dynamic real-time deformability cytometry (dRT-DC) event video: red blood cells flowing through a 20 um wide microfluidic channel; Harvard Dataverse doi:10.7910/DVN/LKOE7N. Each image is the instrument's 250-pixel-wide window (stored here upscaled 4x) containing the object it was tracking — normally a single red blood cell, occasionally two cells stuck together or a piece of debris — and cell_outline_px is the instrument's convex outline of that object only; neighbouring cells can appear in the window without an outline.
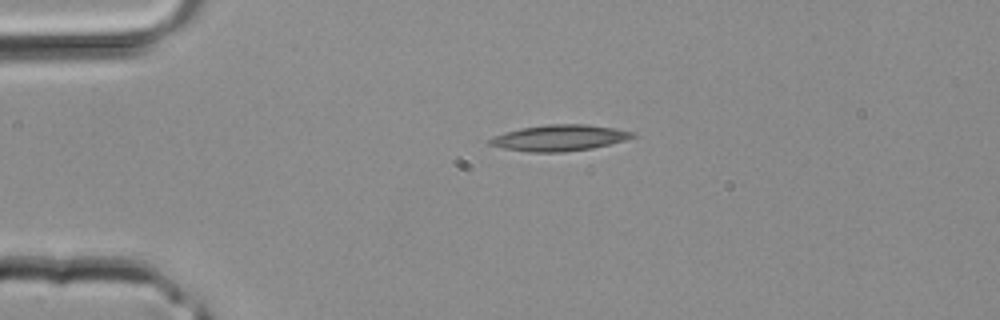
{"species": "common noctule bat (a hibernating species)", "species_latin": "Nyctalus noctula", "temperature_condition": "room temperature", "stored_images_in_passage": 2, "camera_frame_rate_fps": 3000, "um_per_image_px": 0.085, "animal": {"sex": "male", "body_mass_g": 20.4}, "frame": {"image": 1, "passage_image": 1, "time_ms": 0.0, "image_size_px": [1000, 320], "cell_outline_px": [[636, 136], [624, 140], [592, 148], [564, 152], [528, 152], [504, 148], [488, 144], [488, 140], [492, 136], [504, 132], [520, 128], [548, 124], [584, 124], [616, 128], [632, 132]], "centroid_in_image_um": [47.5, 11.71], "position_along_channel_um": 37.5, "area_um2": 21.62}}